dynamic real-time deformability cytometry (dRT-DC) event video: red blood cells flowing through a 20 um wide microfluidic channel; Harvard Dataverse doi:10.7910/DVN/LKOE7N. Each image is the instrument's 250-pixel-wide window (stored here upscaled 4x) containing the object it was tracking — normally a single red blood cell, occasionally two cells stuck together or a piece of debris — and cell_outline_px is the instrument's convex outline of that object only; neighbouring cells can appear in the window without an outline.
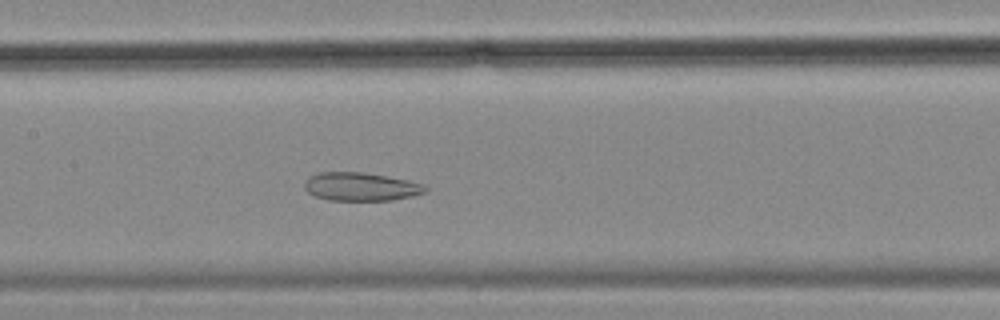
{"species": "common noctule bat (a hibernating species)", "species_latin": "Nyctalus noctula", "temperature_condition": "cold", "stored_images_in_passage": 48, "camera_frame_rate_fps": 3000, "um_per_image_px": 0.085, "animal": {"sex": "female", "body_mass_g": 18.4}, "frame": {"image": 1, "passage_image": 26, "time_ms": 8.333, "image_size_px": [1000, 320], "cell_outline_px": [[428, 188], [424, 192], [412, 196], [392, 200], [328, 200], [316, 196], [308, 192], [304, 188], [304, 180], [308, 176], [320, 172], [360, 172], [384, 176], [424, 184]], "centroid_in_image_um": [30.61, 15.87], "position_along_channel_um": 176.8, "area_um2": 19.77}}
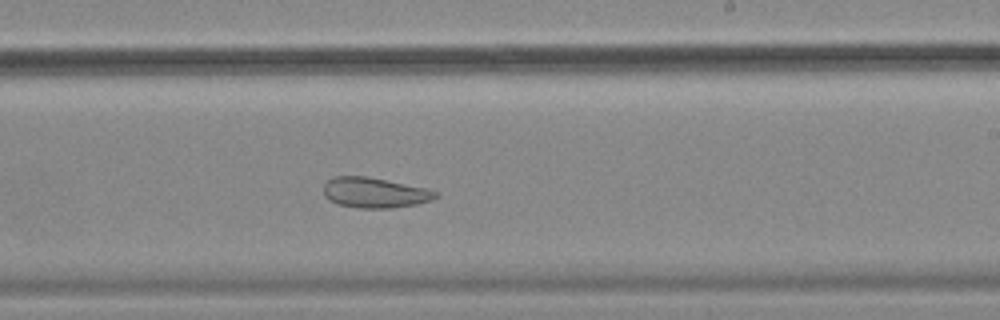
{"frame": {"image": 2, "passage_image": 33, "time_ms": 10.667, "image_size_px": [1000, 320], "cell_outline_px": [[440, 196], [432, 200], [416, 204], [392, 208], [356, 208], [340, 204], [328, 200], [324, 196], [324, 184], [328, 180], [336, 176], [364, 176], [428, 188], [440, 192]], "centroid_in_image_um": [31.89, 16.38], "position_along_channel_um": 257.1, "area_um2": 19.88}}
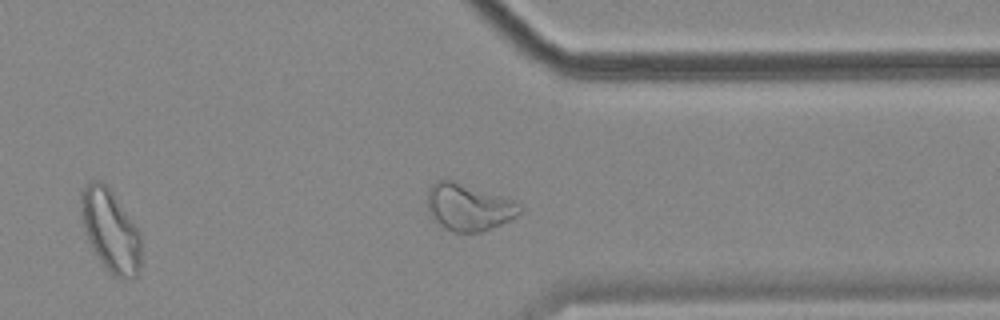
{"frame": {"image": 3, "passage_image": 43, "time_ms": 14.0, "image_size_px": [1000, 320], "cell_outline_px": [[524, 208], [516, 216], [500, 224], [480, 232], [452, 232], [444, 228], [432, 220], [428, 208], [428, 188], [432, 184], [440, 180], [456, 180], [516, 200]], "centroid_in_image_um": [39.84, 17.59], "position_along_channel_um": 371.6, "area_um2": 25.61}, "authors_computed_cell_mechanics": {"area_um2": 26.1256, "velocity_mm_per_s": 3.4624, "shape_relaxation_time_tau1_ms": null, "shape_relaxation_time_tau2_ms": 2.1316, "deformation_change_tau1": null, "deformation_change_tau2": 0.0866}}